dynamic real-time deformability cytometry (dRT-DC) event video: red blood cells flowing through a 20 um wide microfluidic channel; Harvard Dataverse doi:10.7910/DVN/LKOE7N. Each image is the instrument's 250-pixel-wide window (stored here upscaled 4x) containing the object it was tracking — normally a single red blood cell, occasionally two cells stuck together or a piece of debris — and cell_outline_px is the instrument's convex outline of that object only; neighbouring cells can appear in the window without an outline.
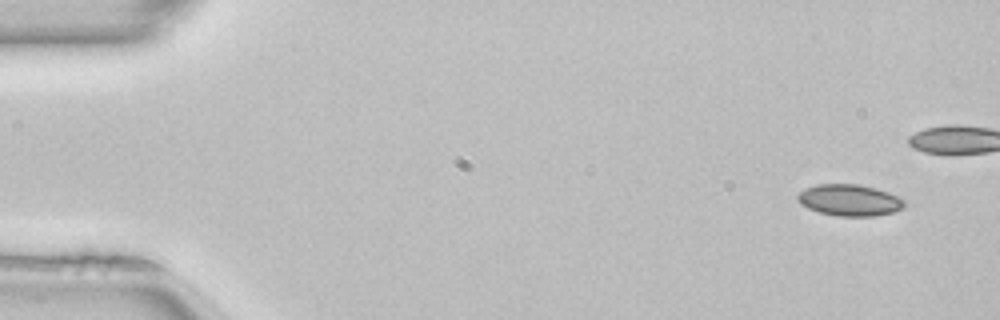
{"species": "common noctule bat (a hibernating species)", "species_latin": "Nyctalus noctula", "temperature_condition": "room temperature", "stored_images_in_passage": 39, "camera_frame_rate_fps": 3000, "um_per_image_px": 0.085, "animal": {"sex": "female", "body_mass_g": 22.7, "forearm_length_mm": 54.2}, "frame": {"image": 1, "passage_image": 1, "time_ms": 0.0, "image_size_px": [1000, 320], "cell_outline_px": [[904, 208], [892, 212], [872, 216], [840, 216], [820, 212], [808, 208], [800, 204], [796, 200], [796, 196], [804, 188], [816, 184], [856, 184], [888, 192], [904, 200]], "centroid_in_image_um": [72.16, 17.01], "position_along_channel_um": 12.8, "area_um2": 19.42}}